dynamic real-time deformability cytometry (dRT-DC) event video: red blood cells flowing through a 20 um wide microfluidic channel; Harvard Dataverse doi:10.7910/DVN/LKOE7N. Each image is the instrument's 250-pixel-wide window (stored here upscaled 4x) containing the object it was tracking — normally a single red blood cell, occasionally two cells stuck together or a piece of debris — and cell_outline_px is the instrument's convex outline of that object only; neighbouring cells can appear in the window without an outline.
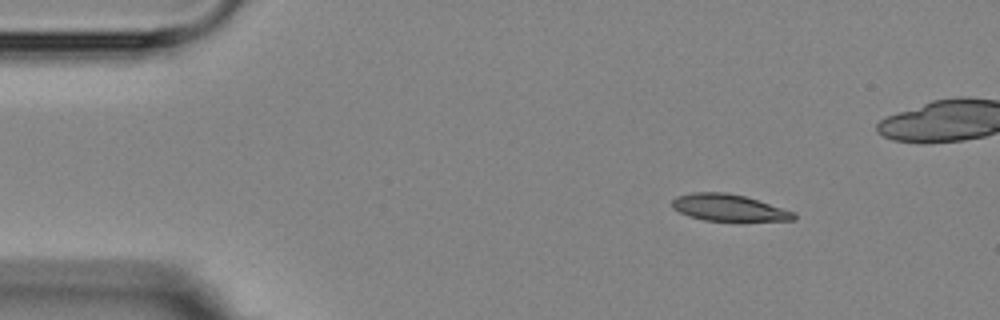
{"species": "Egyptian fruit bat (a non-hibernating species)", "species_latin": "Rousettus aegyptiacus", "temperature_condition": "room temperature", "stored_images_in_passage": 4, "camera_frame_rate_fps": 3000, "um_per_image_px": 0.085, "animal": {"sex": "female"}, "frame": {"image": 1, "passage_image": 1, "time_ms": 0.0, "image_size_px": [1000, 320], "cell_outline_px": [[796, 220], [704, 220], [688, 216], [672, 208], [672, 200], [676, 196], [692, 192], [728, 192], [744, 196], [796, 212]], "centroid_in_image_um": [61.91, 17.64], "position_along_channel_um": 23.1, "area_um2": 18.79}}